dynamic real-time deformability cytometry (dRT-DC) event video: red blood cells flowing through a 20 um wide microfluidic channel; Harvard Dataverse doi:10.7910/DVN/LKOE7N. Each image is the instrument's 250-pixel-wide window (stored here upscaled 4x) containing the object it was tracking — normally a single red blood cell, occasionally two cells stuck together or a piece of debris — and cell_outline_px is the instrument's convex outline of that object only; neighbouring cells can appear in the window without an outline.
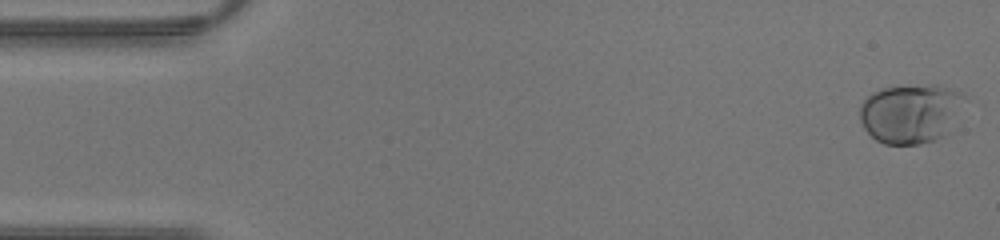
{"species": "human", "species_latin": "Homo sapiens", "temperature_condition": "warm", "stored_images_in_passage": 43, "camera_frame_rate_fps": 3000, "um_per_image_px": 0.085, "donor": {"sex": "male"}, "frame": {"image": 1, "passage_image": 1, "time_ms": 0.0, "image_size_px": [1000, 240], "cell_outline_px": [[964, 96], [948, 132], [944, 136], [920, 144], [884, 144], [876, 140], [864, 128], [860, 120], [860, 104], [872, 92], [884, 88], [932, 84], [936, 84], [952, 88], [964, 92]], "centroid_in_image_um": [77.37, 9.63], "position_along_channel_um": 7.6, "area_um2": 35.89}}
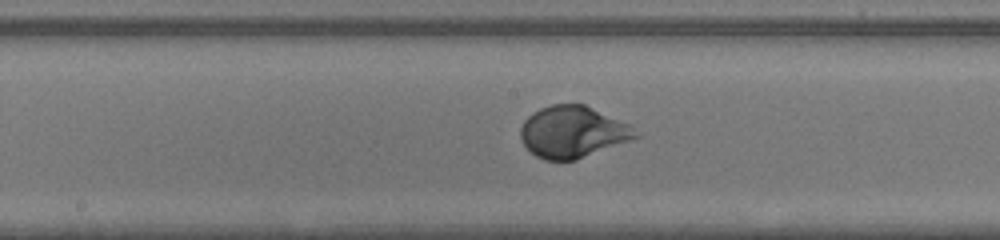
{"frame": {"image": 2, "passage_image": 22, "time_ms": 7.0, "image_size_px": [1000, 240], "cell_outline_px": [[640, 136], [576, 160], [544, 160], [536, 156], [524, 144], [520, 136], [520, 128], [524, 120], [532, 112], [540, 108], [552, 104], [584, 104], [628, 124]], "centroid_in_image_um": [48.63, 11.21], "position_along_channel_um": 199.6, "area_um2": 34.22}}
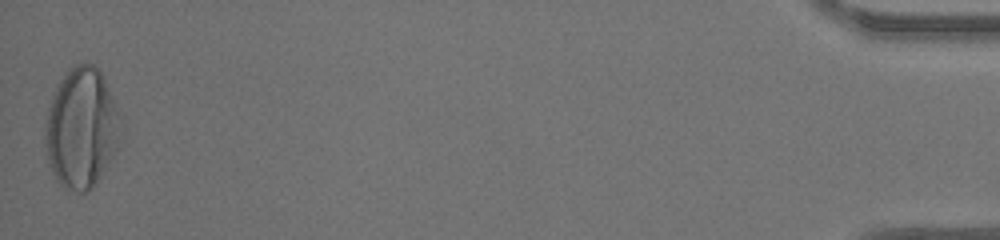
{"frame": {"image": 3, "passage_image": 43, "time_ms": 14.0, "image_size_px": [1000, 240], "cell_outline_px": [[120, 144], [96, 184], [88, 192], [76, 192], [60, 184], [56, 180], [48, 164], [44, 144], [44, 128], [48, 108], [52, 96], [64, 72], [68, 68], [80, 60], [92, 64], [104, 76], [120, 116]], "centroid_in_image_um": [6.91, 10.87], "position_along_channel_um": 428.3, "area_um2": 53.58}}